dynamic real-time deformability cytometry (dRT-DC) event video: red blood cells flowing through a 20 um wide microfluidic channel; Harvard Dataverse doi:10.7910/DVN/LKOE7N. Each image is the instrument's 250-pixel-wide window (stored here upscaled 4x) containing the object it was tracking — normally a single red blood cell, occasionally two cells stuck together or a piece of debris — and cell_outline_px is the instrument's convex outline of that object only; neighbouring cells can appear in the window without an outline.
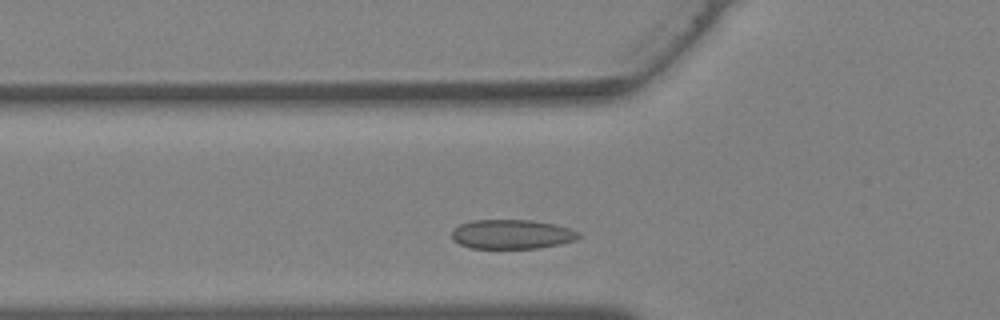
{"species": "Egyptian fruit bat (a non-hibernating species)", "species_latin": "Rousettus aegyptiacus", "temperature_condition": "warm", "stored_images_in_passage": 20, "camera_frame_rate_fps": 3000, "um_per_image_px": 0.085, "animal": {"sex": "female"}, "frame": {"image": 1, "passage_image": 3, "time_ms": 0.667, "image_size_px": [1000, 320], "cell_outline_px": [[580, 236], [576, 240], [560, 244], [540, 248], [468, 248], [452, 240], [452, 232], [460, 224], [472, 220], [532, 220], [552, 224], [568, 228], [580, 232]], "centroid_in_image_um": [43.5, 19.92], "position_along_channel_um": 82.3, "area_um2": 21.68}}
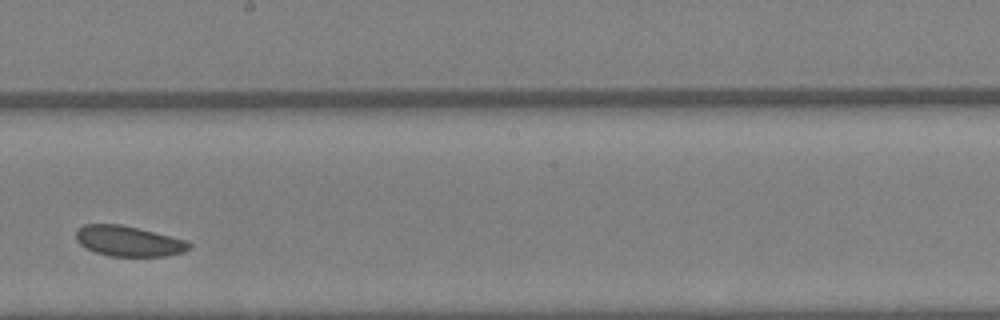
{"frame": {"image": 2, "passage_image": 12, "time_ms": 3.667, "image_size_px": [1000, 320], "cell_outline_px": [[192, 244], [184, 252], [164, 256], [108, 256], [96, 252], [80, 244], [76, 240], [76, 228], [84, 224], [120, 224], [188, 240]], "centroid_in_image_um": [10.92, 20.49], "position_along_channel_um": 237.3, "area_um2": 20.0}}
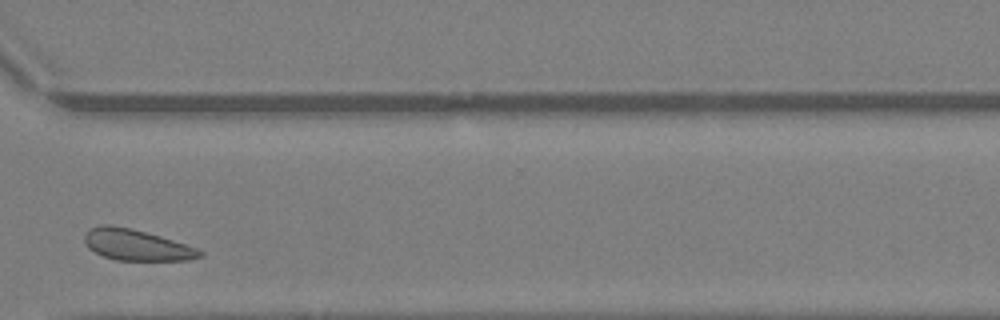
{"frame": {"image": 3, "passage_image": 19, "time_ms": 6.0, "image_size_px": [1000, 320], "cell_outline_px": [[204, 256], [188, 260], [116, 260], [104, 256], [88, 248], [84, 240], [84, 232], [100, 224], [112, 224], [132, 228], [160, 236], [196, 248], [204, 252]], "centroid_in_image_um": [11.58, 20.81], "position_along_channel_um": 359.0, "area_um2": 20.87}}